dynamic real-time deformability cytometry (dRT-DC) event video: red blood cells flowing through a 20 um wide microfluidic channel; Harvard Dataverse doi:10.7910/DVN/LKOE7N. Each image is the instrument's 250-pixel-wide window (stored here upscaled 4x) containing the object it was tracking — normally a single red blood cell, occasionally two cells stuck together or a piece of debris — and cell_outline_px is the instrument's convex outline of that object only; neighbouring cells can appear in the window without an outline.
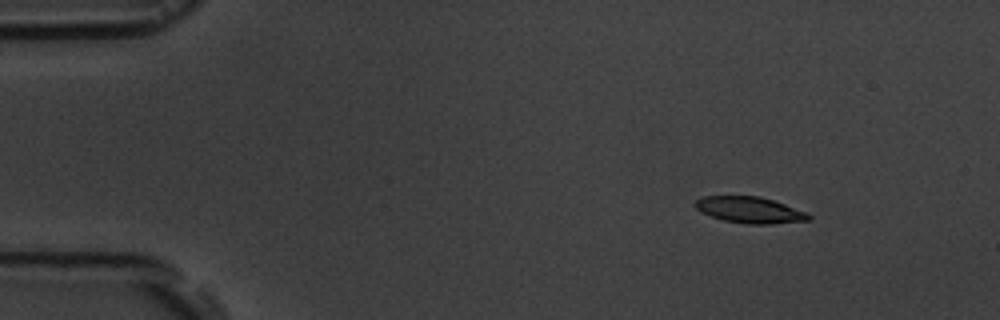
{"species": "common noctule bat (a hibernating species)", "species_latin": "Nyctalus noctula", "temperature_condition": "room temperature", "stored_images_in_passage": 3, "camera_frame_rate_fps": 3000, "um_per_image_px": 0.085, "animal": {"sex": "male", "body_mass_g": 19.5, "forearm_length_mm": 54.6}, "frame": {"image": 1, "passage_image": 1, "time_ms": 0.0, "image_size_px": [1000, 320], "cell_outline_px": [[812, 220], [772, 224], [748, 224], [724, 220], [700, 212], [692, 204], [700, 196], [760, 196], [808, 212], [812, 216]], "centroid_in_image_um": [63.74, 17.84], "position_along_channel_um": 21.3, "area_um2": 17.51}}
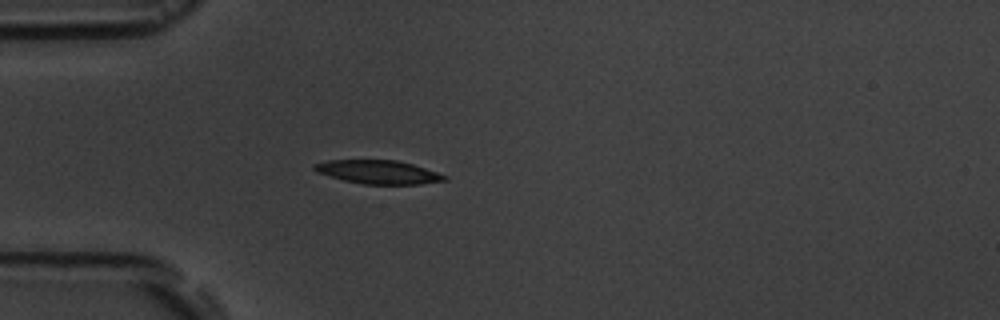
{"frame": {"image": 2, "passage_image": 3, "time_ms": 3.0, "image_size_px": [1000, 320], "cell_outline_px": [[448, 180], [420, 184], [364, 184], [344, 180], [316, 172], [312, 168], [312, 164], [328, 160], [396, 160], [412, 164], [448, 176]], "centroid_in_image_um": [32.13, 14.62], "position_along_channel_um": 52.9, "area_um2": 17.8}}